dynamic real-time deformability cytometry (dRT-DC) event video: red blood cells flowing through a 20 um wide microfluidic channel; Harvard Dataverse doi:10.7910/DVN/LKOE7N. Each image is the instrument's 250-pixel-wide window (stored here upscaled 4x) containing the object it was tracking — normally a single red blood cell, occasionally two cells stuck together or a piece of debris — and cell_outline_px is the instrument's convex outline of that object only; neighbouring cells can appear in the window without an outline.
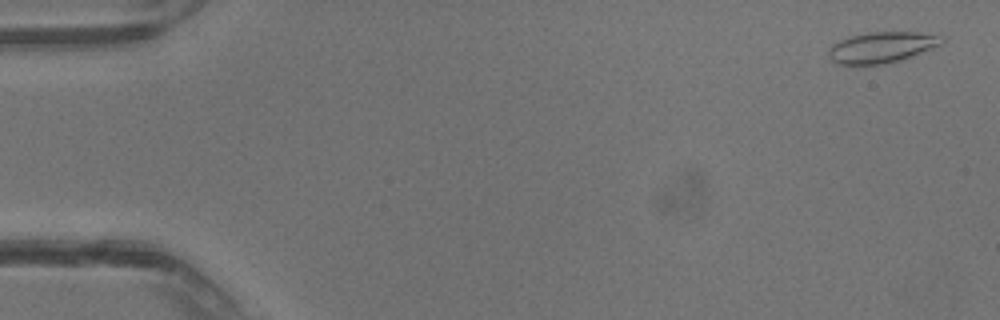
{"species": "common noctule bat (a hibernating species)", "species_latin": "Nyctalus noctula", "temperature_condition": "warm", "stored_images_in_passage": 40, "camera_frame_rate_fps": 3000, "um_per_image_px": 0.085, "animal": {"sex": "male", "body_mass_g": 13.3}, "frame": {"image": 1, "passage_image": 2, "time_ms": 0.333, "image_size_px": [1000, 320], "cell_outline_px": [[948, 36], [940, 44], [912, 56], [900, 60], [884, 64], [836, 64], [828, 56], [828, 48], [832, 44], [840, 40], [852, 36], [868, 32], [916, 32]], "centroid_in_image_um": [74.94, 4.01], "position_along_channel_um": 10.1, "area_um2": 20.35}}
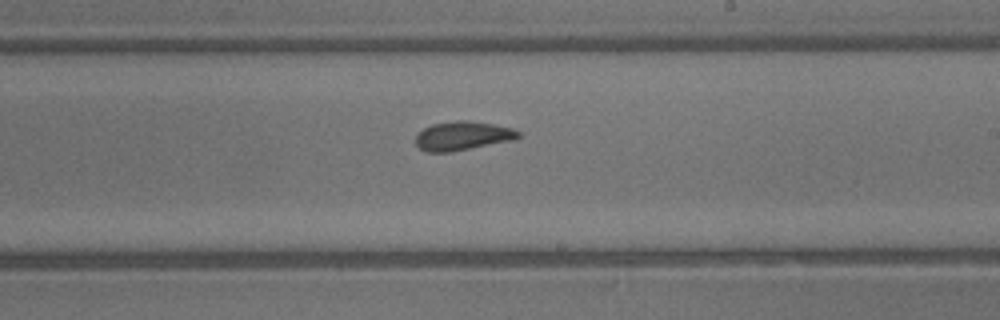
{"frame": {"image": 2, "passage_image": 24, "time_ms": 7.667, "image_size_px": [1000, 320], "cell_outline_px": [[520, 136], [512, 140], [448, 152], [424, 152], [416, 144], [416, 136], [424, 128], [432, 124], [456, 120], [468, 120], [492, 124], [512, 128], [520, 132]], "centroid_in_image_um": [39.3, 11.54], "position_along_channel_um": 249.7, "area_um2": 17.05}}
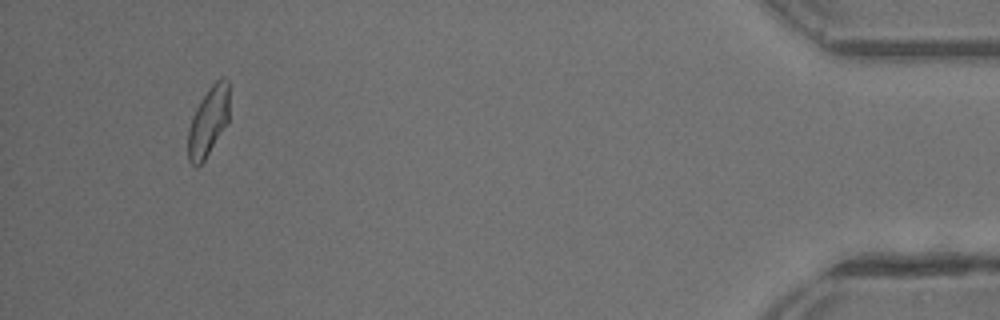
{"frame": {"image": 3, "passage_image": 38, "time_ms": 12.333, "image_size_px": [1000, 320], "cell_outline_px": [[228, 120], [204, 160], [196, 168], [188, 160], [188, 128], [192, 116], [200, 100], [208, 88], [216, 80], [224, 76], [228, 80]], "centroid_in_image_um": [17.68, 10.3], "position_along_channel_um": 417.5, "area_um2": 16.42}}